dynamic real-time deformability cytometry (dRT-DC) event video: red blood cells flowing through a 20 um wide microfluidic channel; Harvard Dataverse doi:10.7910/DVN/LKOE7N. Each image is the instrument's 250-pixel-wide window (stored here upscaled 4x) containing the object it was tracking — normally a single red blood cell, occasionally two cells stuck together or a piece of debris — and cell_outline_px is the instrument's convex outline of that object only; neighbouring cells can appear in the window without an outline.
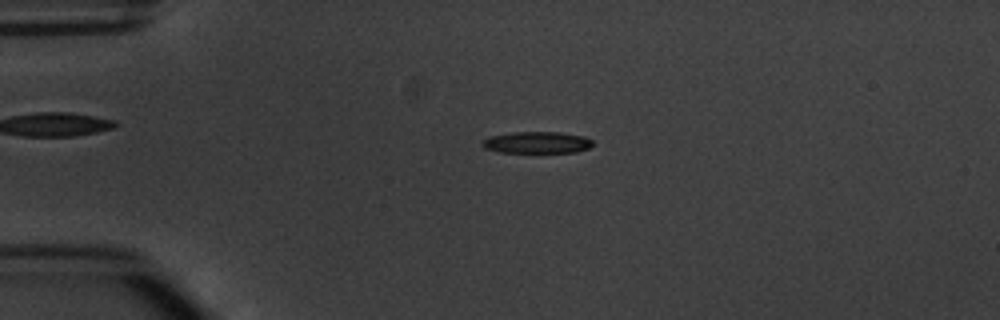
{"species": "common noctule bat (a hibernating species)", "species_latin": "Nyctalus noctula", "temperature_condition": "warm", "stored_images_in_passage": 4, "camera_frame_rate_fps": 3000, "um_per_image_px": 0.085, "animal": {"sex": "male", "body_mass_g": 20.1, "forearm_length_mm": 53.5}, "frame": {"image": 1, "passage_image": 3, "time_ms": 2.333, "image_size_px": [1000, 320], "cell_outline_px": [[592, 144], [588, 148], [576, 152], [500, 152], [484, 148], [484, 140], [488, 136], [508, 132], [560, 132], [584, 136], [592, 140]], "centroid_in_image_um": [45.64, 12.1], "position_along_channel_um": 39.4, "area_um2": 13.87}}